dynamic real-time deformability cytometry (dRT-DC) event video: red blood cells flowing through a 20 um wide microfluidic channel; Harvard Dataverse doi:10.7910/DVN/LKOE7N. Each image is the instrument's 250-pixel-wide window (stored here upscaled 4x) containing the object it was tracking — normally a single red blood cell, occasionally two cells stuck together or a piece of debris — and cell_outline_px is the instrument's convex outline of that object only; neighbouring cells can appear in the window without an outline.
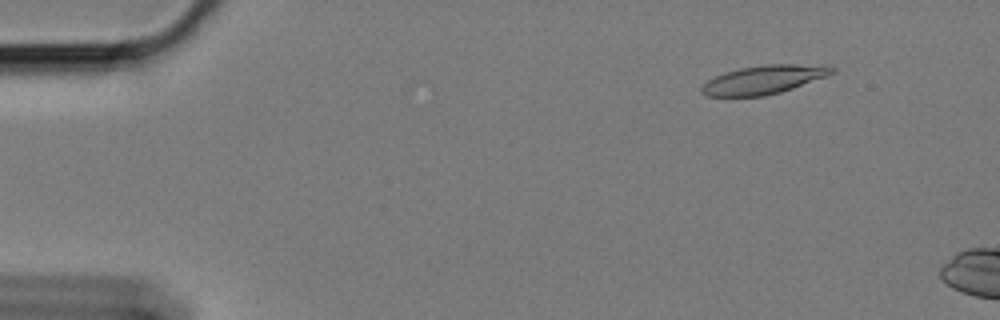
{"species": "Egyptian fruit bat (a non-hibernating species)", "species_latin": "Rousettus aegyptiacus", "temperature_condition": "cold", "stored_images_in_passage": 12, "camera_frame_rate_fps": 3000, "um_per_image_px": 0.085, "animal": {"sex": "female"}, "frame": {"image": 1, "passage_image": 7, "time_ms": 2.0, "image_size_px": [1000, 320], "cell_outline_px": [[836, 72], [828, 76], [780, 92], [764, 96], [704, 96], [700, 92], [700, 88], [708, 80], [724, 72], [740, 68], [768, 64], [824, 64], [836, 68]], "centroid_in_image_um": [64.96, 6.76], "position_along_channel_um": 20.0, "area_um2": 21.91}}